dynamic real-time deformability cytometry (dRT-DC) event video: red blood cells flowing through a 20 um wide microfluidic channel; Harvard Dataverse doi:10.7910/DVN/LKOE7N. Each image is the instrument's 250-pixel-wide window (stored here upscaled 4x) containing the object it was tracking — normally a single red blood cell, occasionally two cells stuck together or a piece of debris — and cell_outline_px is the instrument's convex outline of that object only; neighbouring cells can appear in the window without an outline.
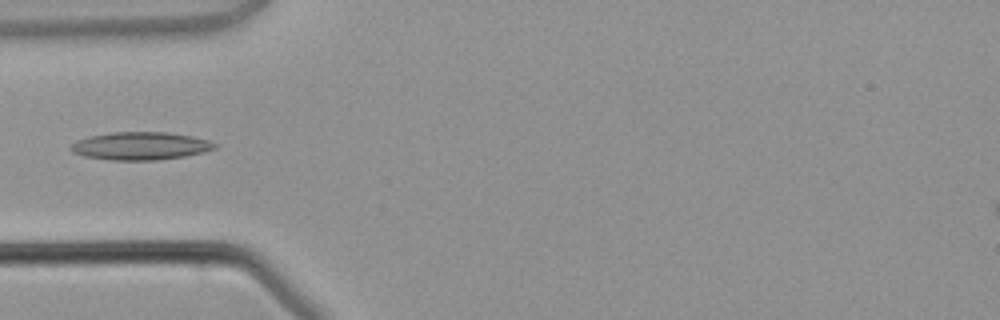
{"species": "common noctule bat (a hibernating species)", "species_latin": "Nyctalus noctula", "temperature_condition": "warm", "stored_images_in_passage": 3, "camera_frame_rate_fps": 3000, "um_per_image_px": 0.085, "animal": {"sex": "male", "body_mass_g": 21.5, "forearm_length_mm": 52.0}, "frame": {"image": 1, "passage_image": 3, "time_ms": 3.667, "image_size_px": [1000, 320], "cell_outline_px": [[216, 148], [204, 152], [184, 156], [156, 160], [112, 160], [84, 156], [72, 152], [68, 148], [72, 144], [80, 140], [92, 136], [112, 132], [168, 132], [192, 136], [208, 140], [216, 144]], "centroid_in_image_um": [11.96, 12.41], "position_along_channel_um": 73.0, "area_um2": 23.18}}